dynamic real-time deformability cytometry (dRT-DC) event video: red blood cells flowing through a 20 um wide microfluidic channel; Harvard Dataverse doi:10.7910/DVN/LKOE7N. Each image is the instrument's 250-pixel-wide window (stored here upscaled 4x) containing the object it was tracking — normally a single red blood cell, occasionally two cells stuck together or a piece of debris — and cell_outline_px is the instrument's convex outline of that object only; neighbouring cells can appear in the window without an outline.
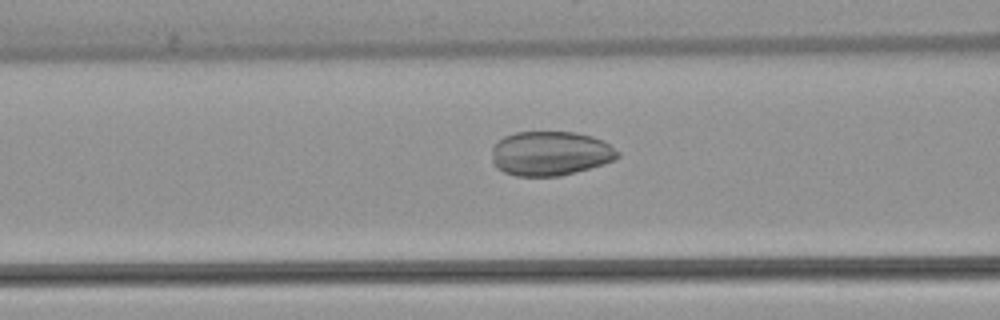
{"species": "common noctule bat (a hibernating species)", "species_latin": "Nyctalus noctula", "temperature_condition": "warm", "stored_images_in_passage": 53, "camera_frame_rate_fps": 3000, "um_per_image_px": 0.085, "animal": {"sex": "female", "body_mass_g": 22.7, "forearm_length_mm": 54.2}, "frame": {"image": 1, "passage_image": 21, "time_ms": 6.667, "image_size_px": [1000, 320], "cell_outline_px": [[620, 156], [616, 160], [604, 164], [560, 176], [516, 176], [504, 172], [496, 168], [492, 160], [492, 148], [504, 136], [516, 132], [576, 132], [592, 136], [604, 140], [620, 152]], "centroid_in_image_um": [46.81, 13.04], "position_along_channel_um": 119.8, "area_um2": 32.77}}
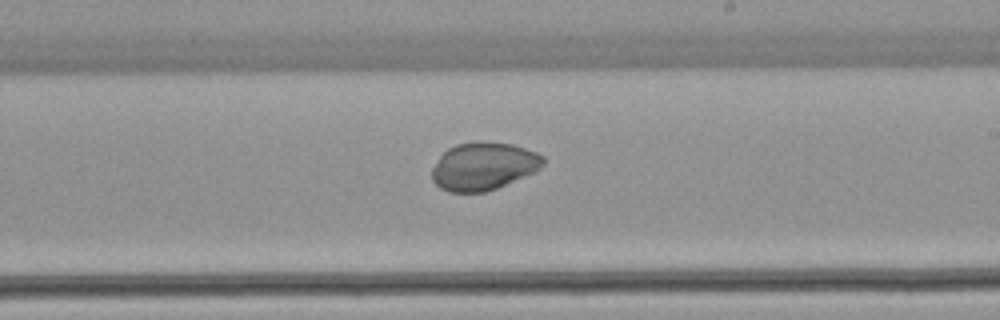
{"frame": {"image": 2, "passage_image": 31, "time_ms": 10.0, "image_size_px": [1000, 320], "cell_outline_px": [[544, 164], [536, 172], [496, 188], [484, 192], [448, 192], [440, 188], [432, 180], [432, 168], [440, 156], [448, 148], [456, 144], [512, 144], [536, 152], [544, 156]], "centroid_in_image_um": [41.1, 14.17], "position_along_channel_um": 247.9, "area_um2": 30.35}}
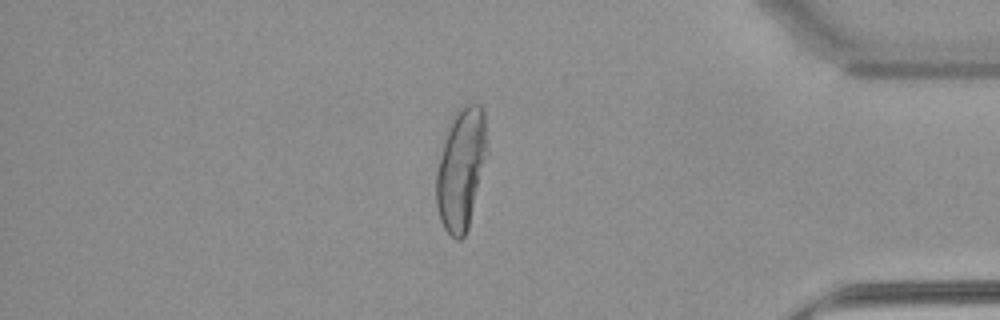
{"frame": {"image": 3, "passage_image": 45, "time_ms": 14.667, "image_size_px": [1000, 320], "cell_outline_px": [[484, 148], [468, 228], [464, 236], [460, 240], [456, 240], [444, 228], [440, 220], [436, 204], [436, 172], [444, 140], [452, 116], [464, 104], [472, 100], [480, 104], [484, 112]], "centroid_in_image_um": [39.11, 14.32], "position_along_channel_um": 396.1, "area_um2": 34.28}}